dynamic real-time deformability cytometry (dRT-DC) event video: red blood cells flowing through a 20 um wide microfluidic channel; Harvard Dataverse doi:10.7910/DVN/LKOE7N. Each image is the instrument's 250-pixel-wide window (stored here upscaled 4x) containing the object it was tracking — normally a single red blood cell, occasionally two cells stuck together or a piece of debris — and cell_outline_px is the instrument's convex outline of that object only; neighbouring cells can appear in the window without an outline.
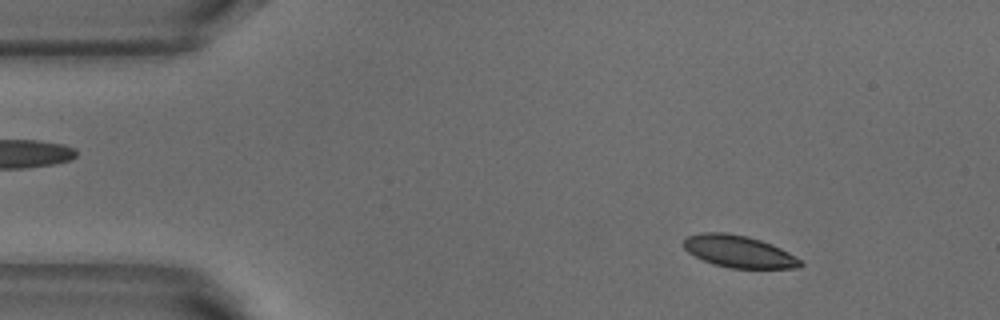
{"species": "common noctule bat (a hibernating species)", "species_latin": "Nyctalus noctula", "temperature_condition": "warm", "stored_images_in_passage": 3, "camera_frame_rate_fps": 3000, "um_per_image_px": 0.085, "animal": {"sex": "male", "body_mass_g": 18.8}, "frame": {"image": 1, "passage_image": 1, "time_ms": 0.0, "image_size_px": [1000, 320], "cell_outline_px": [[804, 264], [800, 268], [728, 268], [712, 264], [688, 252], [684, 248], [684, 240], [688, 236], [704, 232], [728, 232], [748, 236], [772, 244], [788, 252], [800, 260]], "centroid_in_image_um": [62.8, 21.38], "position_along_channel_um": 22.2, "area_um2": 21.79}}
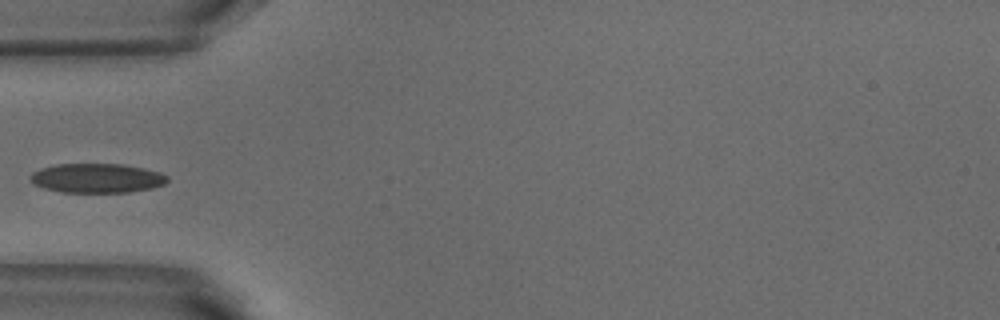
{"frame": {"image": 2, "passage_image": 3, "time_ms": 0.667, "image_size_px": [1000, 320], "cell_outline_px": [[168, 180], [164, 184], [152, 188], [128, 192], [60, 192], [44, 188], [32, 184], [28, 180], [28, 176], [32, 172], [40, 168], [56, 164], [124, 164], [144, 168], [160, 172], [168, 176]], "centroid_in_image_um": [8.19, 15.14], "position_along_channel_um": 76.8, "area_um2": 23.7}}